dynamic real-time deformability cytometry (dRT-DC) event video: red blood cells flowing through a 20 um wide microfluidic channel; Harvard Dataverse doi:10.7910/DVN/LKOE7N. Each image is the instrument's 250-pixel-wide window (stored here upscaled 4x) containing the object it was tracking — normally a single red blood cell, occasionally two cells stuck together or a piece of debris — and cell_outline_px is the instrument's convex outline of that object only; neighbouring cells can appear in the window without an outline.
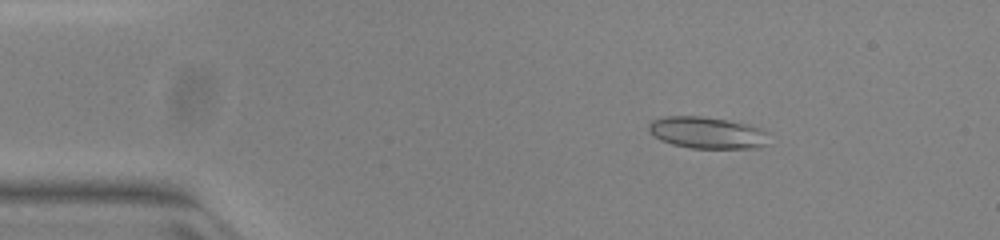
{"species": "common noctule bat (a hibernating species)", "species_latin": "Nyctalus noctula", "temperature_condition": "warm", "stored_images_in_passage": 50, "camera_frame_rate_fps": 3000, "um_per_image_px": 0.085, "animal": {"sex": "female", "body_mass_g": 23.0, "forearm_length_mm": 53.4}, "frame": {"image": 1, "passage_image": 7, "time_ms": 2.0, "image_size_px": [1000, 240], "cell_outline_px": [[768, 132], [764, 144], [760, 148], [692, 148], [672, 144], [660, 140], [648, 132], [648, 124], [652, 120], [668, 116], [700, 116], [728, 120], [748, 124], [760, 128]], "centroid_in_image_um": [60.07, 11.28], "position_along_channel_um": 24.9, "area_um2": 22.2}}
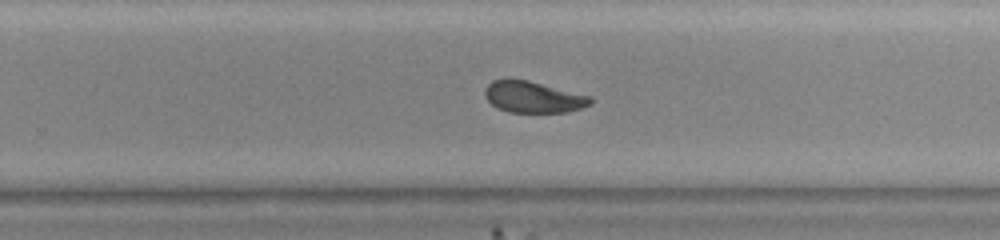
{"frame": {"image": 2, "passage_image": 32, "time_ms": 10.333, "image_size_px": [1000, 240], "cell_outline_px": [[592, 104], [568, 112], [508, 112], [496, 108], [488, 100], [484, 92], [488, 84], [492, 80], [528, 80], [592, 96]], "centroid_in_image_um": [45.35, 8.26], "position_along_channel_um": 284.4, "area_um2": 19.19}}
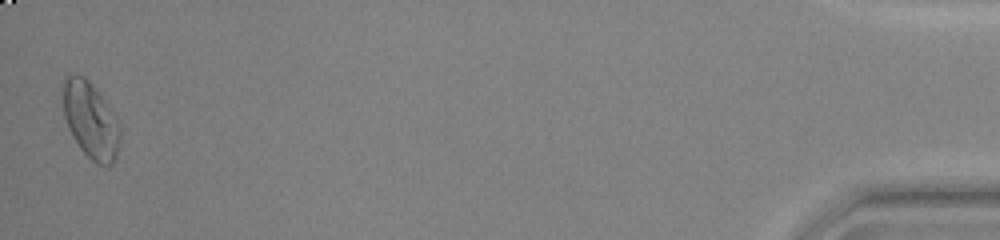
{"frame": {"image": 3, "passage_image": 50, "time_ms": 16.333, "image_size_px": [1000, 240], "cell_outline_px": [[120, 136], [116, 156], [112, 164], [96, 164], [80, 148], [72, 136], [68, 128], [64, 116], [60, 84], [68, 72], [84, 76], [96, 88], [112, 112], [120, 128]], "centroid_in_image_um": [7.63, 10.14], "position_along_channel_um": 427.6, "area_um2": 25.61}, "authors_computed_cell_mechanics": {"area_um2": 20.6346, "velocity_mm_per_s": 3.964, "shape_relaxation_time_tau1_ms": 6.7816, "shape_relaxation_time_tau2_ms": 1.5437, "deformation_change_tau1": 0.1552, "deformation_change_tau2": 0.0675}}